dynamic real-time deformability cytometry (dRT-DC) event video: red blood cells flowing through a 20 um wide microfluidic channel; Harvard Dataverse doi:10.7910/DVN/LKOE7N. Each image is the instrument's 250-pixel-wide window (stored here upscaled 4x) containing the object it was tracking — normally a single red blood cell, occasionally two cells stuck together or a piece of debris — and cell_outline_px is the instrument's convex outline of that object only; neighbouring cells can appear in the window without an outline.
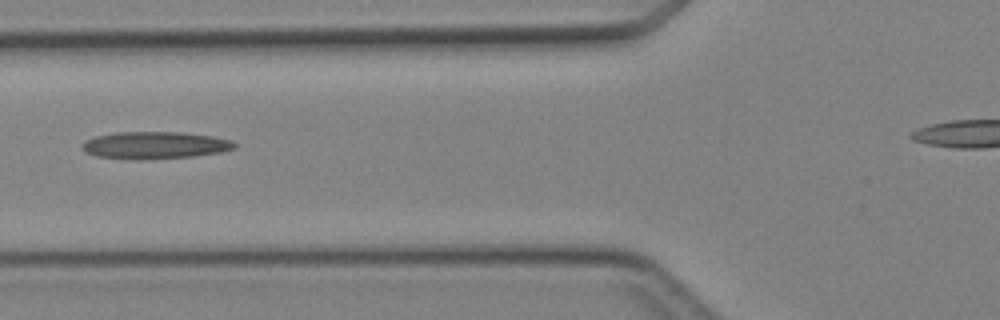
{"species": "Egyptian fruit bat (a non-hibernating species)", "species_latin": "Rousettus aegyptiacus", "temperature_condition": "cold", "stored_images_in_passage": 4, "camera_frame_rate_fps": 3000, "um_per_image_px": 0.085, "animal": {"sex": "female"}, "frame": {"image": 1, "passage_image": 4, "time_ms": 4.333, "image_size_px": [1000, 320], "cell_outline_px": [[236, 148], [220, 152], [192, 156], [140, 160], [136, 160], [96, 156], [80, 148], [80, 144], [84, 140], [96, 136], [116, 132], [184, 132], [212, 136], [232, 140], [236, 144]], "centroid_in_image_um": [13.14, 12.34], "position_along_channel_um": 112.7, "area_um2": 24.28}}